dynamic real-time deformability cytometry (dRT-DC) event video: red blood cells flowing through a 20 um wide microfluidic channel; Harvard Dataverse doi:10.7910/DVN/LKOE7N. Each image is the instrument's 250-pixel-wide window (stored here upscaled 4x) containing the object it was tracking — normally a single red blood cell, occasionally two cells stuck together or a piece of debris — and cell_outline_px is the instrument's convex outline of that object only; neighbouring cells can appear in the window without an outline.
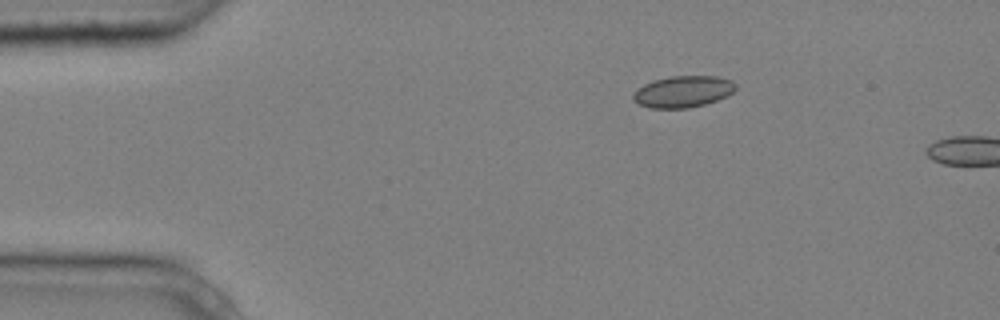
{"species": "common noctule bat (a hibernating species)", "species_latin": "Nyctalus noctula", "temperature_condition": "cold", "stored_images_in_passage": 2, "camera_frame_rate_fps": 3000, "um_per_image_px": 0.085, "animal": {"sex": "male", "body_mass_g": 20.4}, "frame": {"image": 1, "passage_image": 1, "time_ms": 0.0, "image_size_px": [1000, 320], "cell_outline_px": [[736, 88], [728, 96], [704, 104], [688, 108], [652, 108], [640, 104], [632, 100], [632, 96], [636, 88], [652, 80], [668, 76], [716, 76], [732, 80], [736, 84]], "centroid_in_image_um": [58.04, 7.77], "position_along_channel_um": 27.0, "area_um2": 18.96}}